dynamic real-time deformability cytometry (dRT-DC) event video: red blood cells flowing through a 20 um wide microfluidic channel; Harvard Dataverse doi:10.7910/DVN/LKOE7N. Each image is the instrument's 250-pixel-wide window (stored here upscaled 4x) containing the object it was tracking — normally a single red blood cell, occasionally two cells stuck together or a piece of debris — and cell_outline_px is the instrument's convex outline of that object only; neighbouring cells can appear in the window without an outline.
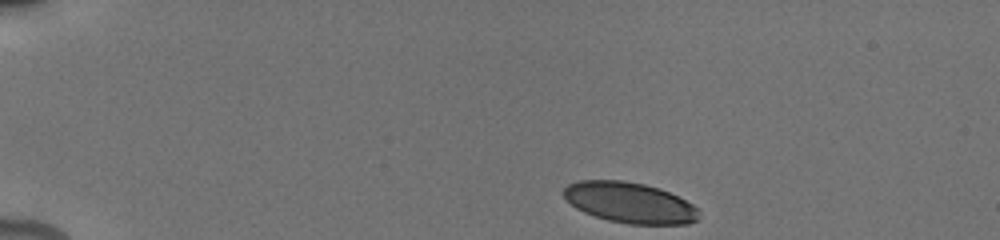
{"species": "human", "species_latin": "Homo sapiens", "temperature_condition": "cold", "stored_images_in_passage": 18, "camera_frame_rate_fps": 3000, "um_per_image_px": 0.085, "donor": {"sex": "male"}, "frame": {"image": 1, "passage_image": 1, "time_ms": 0.0, "image_size_px": [1000, 240], "cell_outline_px": [[696, 220], [688, 224], [628, 224], [608, 220], [584, 212], [576, 208], [564, 196], [564, 188], [568, 184], [580, 180], [624, 180], [644, 184], [660, 188], [692, 204], [696, 208]], "centroid_in_image_um": [53.49, 17.21], "position_along_channel_um": 31.5, "area_um2": 31.67}}
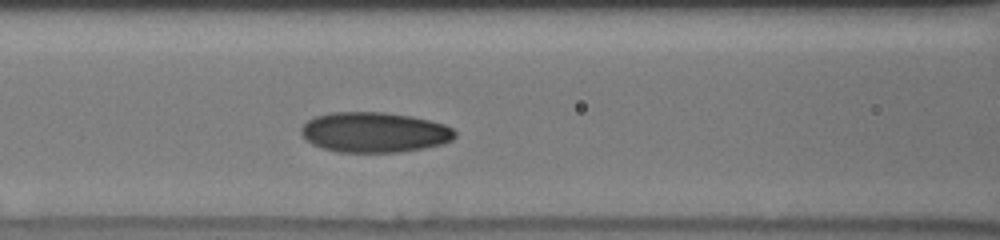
{"frame": {"image": 2, "passage_image": 15, "time_ms": 5.0, "image_size_px": [1000, 240], "cell_outline_px": [[456, 136], [452, 140], [444, 144], [424, 148], [400, 152], [340, 152], [324, 148], [312, 144], [300, 132], [300, 128], [308, 120], [316, 116], [328, 112], [384, 112], [412, 116], [444, 124], [452, 128], [456, 132]], "centroid_in_image_um": [31.84, 11.24], "position_along_channel_um": 134.8, "area_um2": 36.13}}